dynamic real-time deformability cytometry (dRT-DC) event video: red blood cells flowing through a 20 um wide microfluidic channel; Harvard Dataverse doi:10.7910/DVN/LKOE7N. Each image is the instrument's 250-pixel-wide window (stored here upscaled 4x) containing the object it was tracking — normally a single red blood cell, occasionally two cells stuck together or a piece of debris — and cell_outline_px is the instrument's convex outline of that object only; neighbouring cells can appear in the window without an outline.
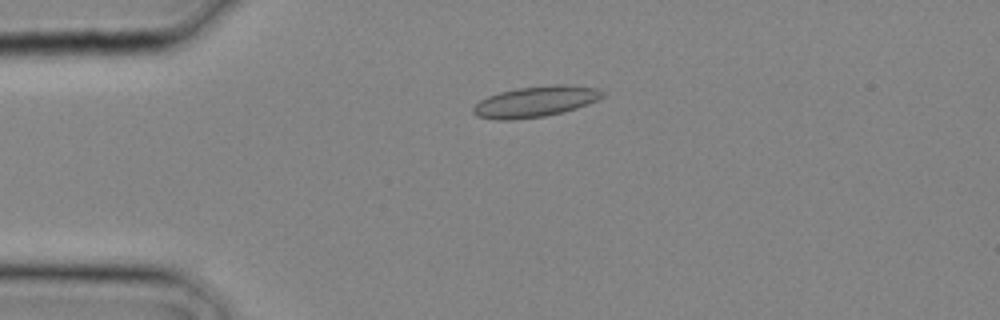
{"species": "common noctule bat (a hibernating species)", "species_latin": "Nyctalus noctula", "temperature_condition": "cold", "stored_images_in_passage": 3, "camera_frame_rate_fps": 3000, "um_per_image_px": 0.085, "animal": {"sex": "male", "body_mass_g": 20.4}, "frame": {"image": 1, "passage_image": 3, "time_ms": 0.667, "image_size_px": [1000, 320], "cell_outline_px": [[604, 96], [596, 100], [576, 108], [564, 112], [544, 116], [512, 120], [496, 120], [476, 116], [472, 112], [472, 108], [480, 100], [488, 96], [500, 92], [516, 88], [552, 84], [564, 84], [600, 88], [604, 92]], "centroid_in_image_um": [45.51, 8.63], "position_along_channel_um": 39.5, "area_um2": 23.35}}